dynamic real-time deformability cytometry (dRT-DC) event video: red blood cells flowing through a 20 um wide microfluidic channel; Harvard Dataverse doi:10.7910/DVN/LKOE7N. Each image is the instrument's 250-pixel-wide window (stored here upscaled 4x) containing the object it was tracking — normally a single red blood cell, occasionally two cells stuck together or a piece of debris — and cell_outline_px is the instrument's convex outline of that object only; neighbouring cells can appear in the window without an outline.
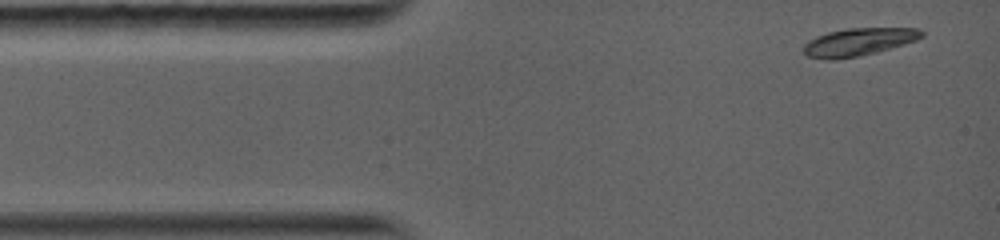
{"species": "common noctule bat (a hibernating species)", "species_latin": "Nyctalus noctula", "temperature_condition": "warm", "stored_images_in_passage": 9, "camera_frame_rate_fps": 5000, "um_per_image_px": 0.085, "animal": {"sex": "female", "body_mass_g": 19.0, "forearm_length_mm": 56.7}, "frame": {"image": 1, "passage_image": 1, "time_ms": 0.0, "image_size_px": [1000, 240], "cell_outline_px": [[924, 36], [916, 40], [904, 44], [876, 52], [860, 56], [832, 60], [828, 60], [808, 56], [804, 52], [804, 44], [808, 40], [816, 36], [828, 32], [848, 28], [920, 28], [924, 32]], "centroid_in_image_um": [72.98, 3.56], "position_along_channel_um": 12.0, "area_um2": 19.07}}
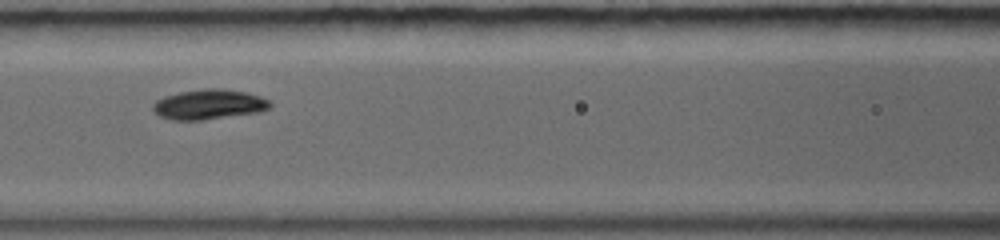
{"frame": {"image": 2, "passage_image": 6, "time_ms": 4.8, "image_size_px": [1000, 240], "cell_outline_px": [[272, 108], [260, 112], [204, 120], [168, 120], [160, 116], [152, 108], [152, 104], [156, 100], [164, 96], [180, 92], [204, 88], [220, 88], [248, 92], [260, 96], [268, 100], [272, 104]], "centroid_in_image_um": [17.78, 8.87], "position_along_channel_um": 148.8, "area_um2": 20.75}}
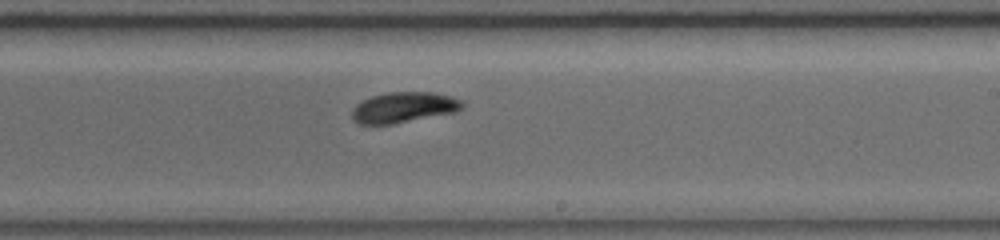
{"frame": {"image": 3, "passage_image": 9, "time_ms": 7.4, "image_size_px": [1000, 240], "cell_outline_px": [[464, 104], [456, 112], [392, 124], [360, 124], [352, 120], [352, 108], [356, 104], [372, 96], [388, 92], [436, 92], [452, 96], [460, 100]], "centroid_in_image_um": [34.31, 9.12], "position_along_channel_um": 254.7, "area_um2": 19.65}}